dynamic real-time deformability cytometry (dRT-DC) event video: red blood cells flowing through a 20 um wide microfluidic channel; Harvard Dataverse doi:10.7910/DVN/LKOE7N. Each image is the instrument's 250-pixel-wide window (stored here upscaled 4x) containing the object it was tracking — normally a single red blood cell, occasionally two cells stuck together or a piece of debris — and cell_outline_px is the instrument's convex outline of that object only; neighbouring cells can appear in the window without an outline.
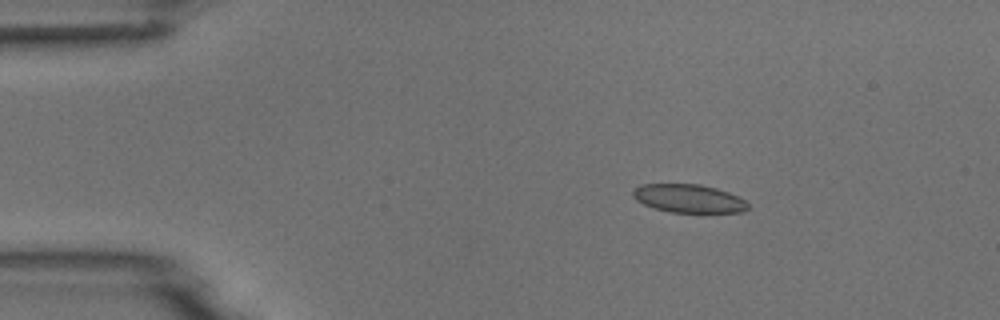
{"species": "common noctule bat (a hibernating species)", "species_latin": "Nyctalus noctula", "temperature_condition": "room temperature", "stored_images_in_passage": 3, "camera_frame_rate_fps": 3000, "um_per_image_px": 0.085, "animal": {"sex": "male", "body_mass_g": 18.8}, "frame": {"image": 1, "passage_image": 1, "time_ms": 0.0, "image_size_px": [1000, 320], "cell_outline_px": [[748, 208], [744, 212], [672, 212], [656, 208], [644, 204], [636, 200], [632, 196], [632, 192], [640, 184], [700, 184], [716, 188], [728, 192], [744, 200], [748, 204]], "centroid_in_image_um": [58.53, 16.86], "position_along_channel_um": 26.5, "area_um2": 18.79}}